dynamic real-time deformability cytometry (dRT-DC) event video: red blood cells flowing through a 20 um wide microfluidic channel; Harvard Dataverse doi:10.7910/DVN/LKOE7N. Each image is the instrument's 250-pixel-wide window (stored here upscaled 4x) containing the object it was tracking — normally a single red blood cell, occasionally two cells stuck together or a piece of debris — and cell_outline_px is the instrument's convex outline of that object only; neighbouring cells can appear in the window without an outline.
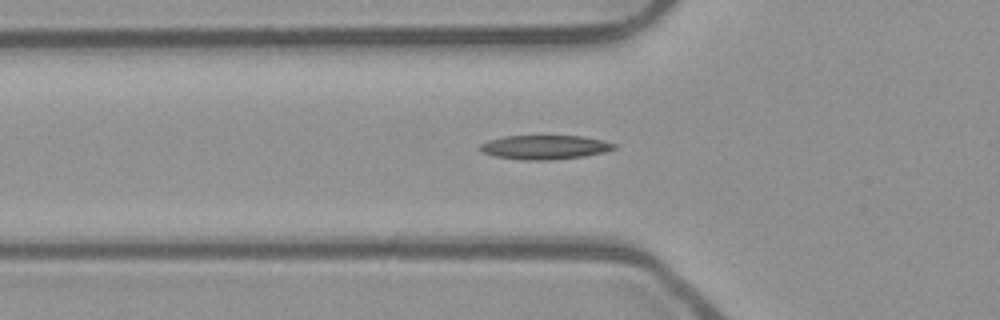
{"species": "common noctule bat (a hibernating species)", "species_latin": "Nyctalus noctula", "temperature_condition": "room temperature", "stored_images_in_passage": 47, "camera_frame_rate_fps": 3000, "um_per_image_px": 0.085, "animal": {"sex": "male", "body_mass_g": 23.1, "forearm_length_mm": 52.7}, "frame": {"image": 1, "passage_image": 19, "time_ms": 6.0, "image_size_px": [1000, 320], "cell_outline_px": [[616, 148], [604, 152], [584, 156], [552, 160], [524, 160], [496, 156], [484, 152], [480, 148], [480, 144], [488, 140], [504, 136], [584, 136], [616, 144]], "centroid_in_image_um": [46.32, 12.51], "position_along_channel_um": 79.5, "area_um2": 18.67}}
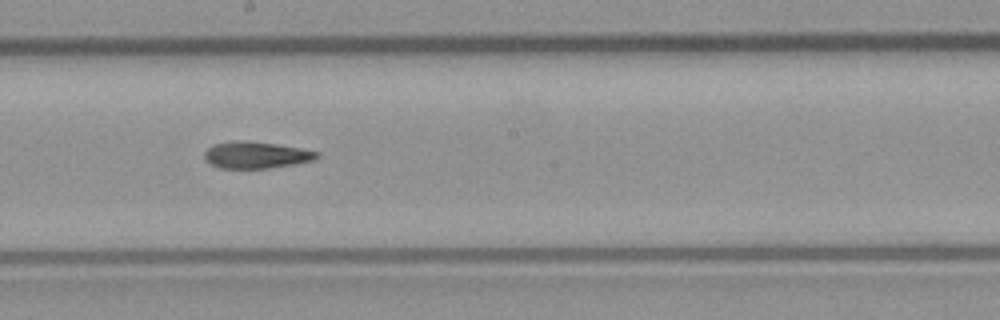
{"frame": {"image": 2, "passage_image": 30, "time_ms": 9.667, "image_size_px": [1000, 320], "cell_outline_px": [[320, 156], [312, 160], [296, 164], [268, 168], [220, 168], [212, 164], [204, 156], [204, 152], [212, 144], [232, 140], [248, 140], [276, 144], [300, 148], [320, 152]], "centroid_in_image_um": [21.77, 13.16], "position_along_channel_um": 226.4, "area_um2": 17.57}}
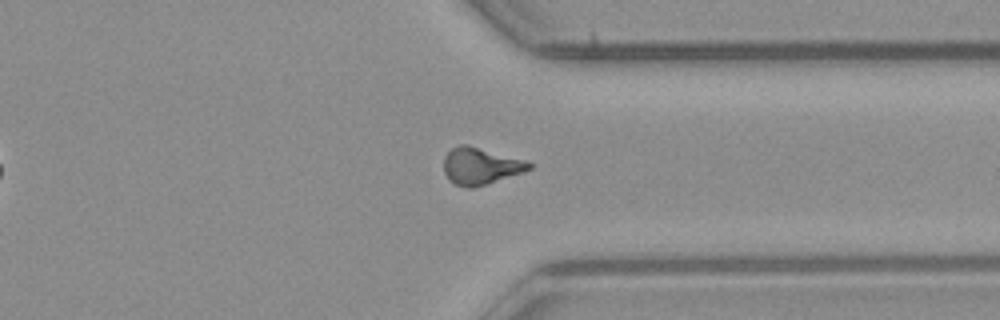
{"frame": {"image": 3, "passage_image": 41, "time_ms": 13.333, "image_size_px": [1000, 320], "cell_outline_px": [[532, 168], [524, 172], [488, 184], [472, 188], [468, 188], [456, 184], [448, 180], [444, 172], [444, 156], [452, 148], [460, 144], [468, 144], [524, 160], [532, 164]], "centroid_in_image_um": [40.83, 14.12], "position_along_channel_um": 370.6, "area_um2": 18.38}}